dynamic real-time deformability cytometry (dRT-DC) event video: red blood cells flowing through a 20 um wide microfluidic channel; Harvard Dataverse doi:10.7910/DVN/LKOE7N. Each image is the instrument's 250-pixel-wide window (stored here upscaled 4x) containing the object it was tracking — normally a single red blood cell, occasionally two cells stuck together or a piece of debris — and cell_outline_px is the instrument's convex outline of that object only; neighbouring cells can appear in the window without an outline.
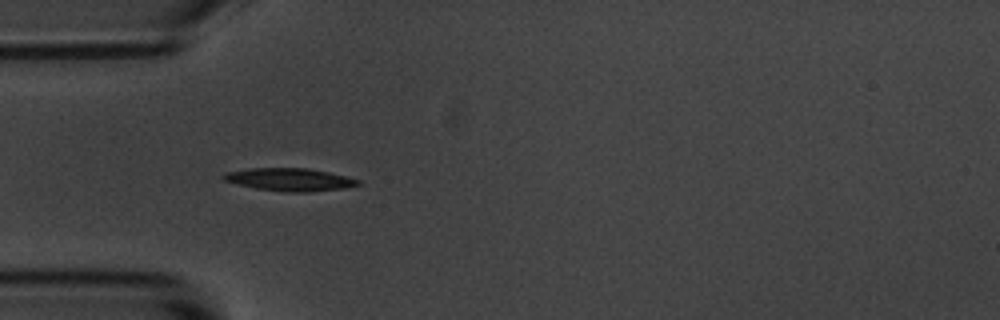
{"species": "common noctule bat (a hibernating species)", "species_latin": "Nyctalus noctula", "temperature_condition": "room temperature", "stored_images_in_passage": 40, "camera_frame_rate_fps": 3000, "um_per_image_px": 0.085, "animal": {"sex": "male", "body_mass_g": 20.1, "forearm_length_mm": 53.5}, "frame": {"image": 1, "passage_image": 7, "time_ms": 2.0, "image_size_px": [1000, 320], "cell_outline_px": [[360, 184], [344, 188], [308, 192], [292, 192], [256, 188], [224, 180], [220, 176], [224, 172], [248, 168], [308, 168], [328, 172], [360, 180]], "centroid_in_image_um": [24.6, 15.25], "position_along_channel_um": 60.4, "area_um2": 17.63}, "authors_computed_cell_mechanics": {"area_um2": 17.4556, "velocity_mm_per_s": 3.6857, "shape_relaxation_time_tau1_ms": 2.3011, "shape_relaxation_time_tau2_ms": 3.0619, "deformation_change_tau1": 0.1579, "deformation_change_tau2": 0.1049}}